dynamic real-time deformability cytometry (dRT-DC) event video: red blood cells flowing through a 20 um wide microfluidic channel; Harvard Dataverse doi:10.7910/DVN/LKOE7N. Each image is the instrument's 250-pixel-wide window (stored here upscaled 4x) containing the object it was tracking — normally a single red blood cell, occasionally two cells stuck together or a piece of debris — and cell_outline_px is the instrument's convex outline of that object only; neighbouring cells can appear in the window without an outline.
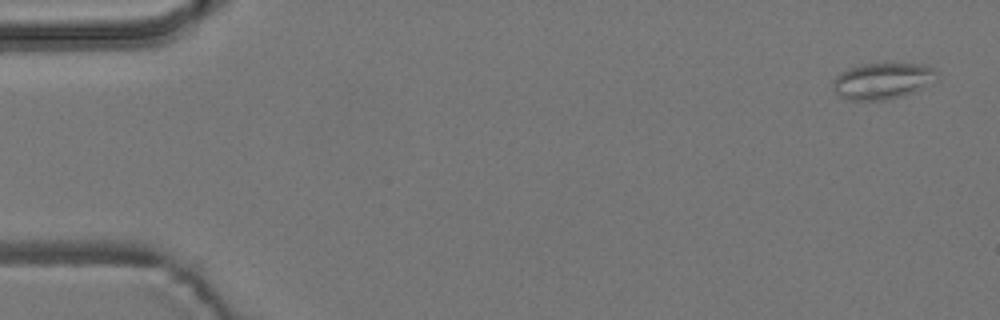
{"species": "common noctule bat (a hibernating species)", "species_latin": "Nyctalus noctula", "temperature_condition": "room temperature", "stored_images_in_passage": 5, "camera_frame_rate_fps": 3000, "um_per_image_px": 0.085, "animal": {"sex": "male", "body_mass_g": 19.2, "forearm_length_mm": 51.8}, "frame": {"image": 1, "passage_image": 1, "time_ms": 0.0, "image_size_px": [1000, 320], "cell_outline_px": [[940, 80], [912, 92], [900, 96], [884, 100], [848, 100], [840, 96], [832, 88], [832, 80], [840, 72], [848, 68], [864, 64], [928, 64], [940, 72]], "centroid_in_image_um": [75.07, 6.87], "position_along_channel_um": 9.9, "area_um2": 22.31}}